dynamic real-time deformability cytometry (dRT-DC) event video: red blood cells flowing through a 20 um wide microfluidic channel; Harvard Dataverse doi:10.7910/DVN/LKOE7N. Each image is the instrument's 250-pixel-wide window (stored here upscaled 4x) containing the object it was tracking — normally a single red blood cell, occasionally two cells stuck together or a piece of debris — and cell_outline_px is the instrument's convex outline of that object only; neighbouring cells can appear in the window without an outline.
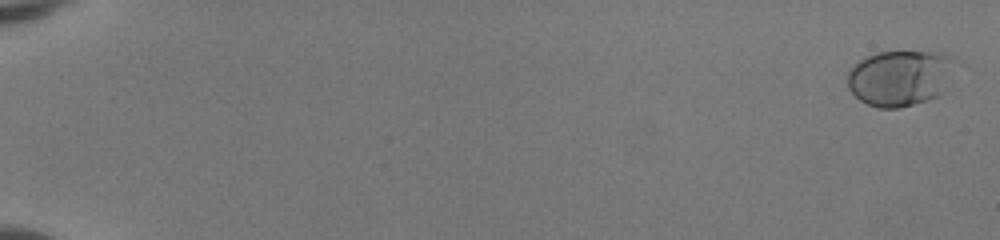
{"species": "human", "species_latin": "Homo sapiens", "temperature_condition": "room temperature", "stored_images_in_passage": 53, "camera_frame_rate_fps": 3000, "um_per_image_px": 0.085, "donor": {"sex": "female"}, "frame": {"image": 1, "passage_image": 1, "time_ms": 0.0, "image_size_px": [1000, 240], "cell_outline_px": [[960, 64], [940, 92], [936, 96], [900, 108], [880, 108], [868, 104], [860, 100], [848, 88], [848, 72], [860, 60], [876, 52], [944, 52], [956, 56]], "centroid_in_image_um": [76.57, 6.59], "position_along_channel_um": 8.4, "area_um2": 35.2}}
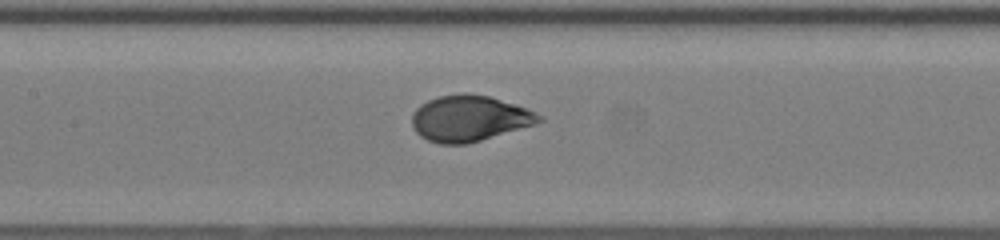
{"frame": {"image": 2, "passage_image": 28, "time_ms": 9.0, "image_size_px": [1000, 240], "cell_outline_px": [[544, 120], [536, 124], [480, 140], [464, 144], [440, 144], [428, 140], [420, 136], [416, 132], [412, 124], [412, 112], [420, 104], [428, 100], [440, 96], [460, 92], [468, 92], [488, 96], [516, 104], [540, 116]], "centroid_in_image_um": [39.85, 10.05], "position_along_channel_um": 167.5, "area_um2": 33.87}}
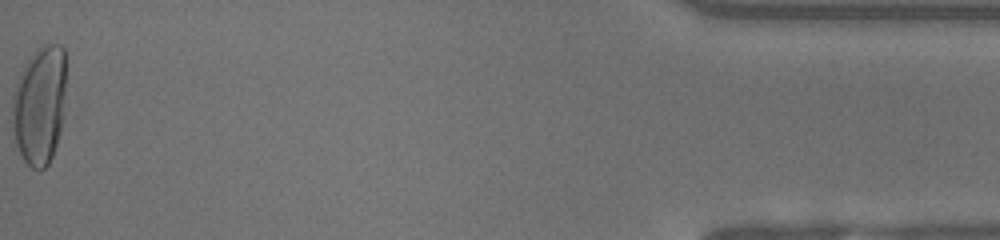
{"frame": {"image": 3, "passage_image": 53, "time_ms": 17.333, "image_size_px": [1000, 240], "cell_outline_px": [[64, 116], [60, 132], [52, 156], [48, 164], [44, 168], [32, 168], [24, 160], [12, 140], [12, 92], [28, 60], [40, 44], [60, 44], [64, 48]], "centroid_in_image_um": [3.34, 8.96], "position_along_channel_um": 431.9, "area_um2": 37.4}, "authors_computed_cell_mechanics": {"area_um2": 33.5818, "velocity_mm_per_s": 4.1008, "shape_relaxation_time_tau1_ms": 4.2252, "shape_relaxation_time_tau2_ms": null, "deformation_change_tau1": 0.2069, "deformation_change_tau2": null}}